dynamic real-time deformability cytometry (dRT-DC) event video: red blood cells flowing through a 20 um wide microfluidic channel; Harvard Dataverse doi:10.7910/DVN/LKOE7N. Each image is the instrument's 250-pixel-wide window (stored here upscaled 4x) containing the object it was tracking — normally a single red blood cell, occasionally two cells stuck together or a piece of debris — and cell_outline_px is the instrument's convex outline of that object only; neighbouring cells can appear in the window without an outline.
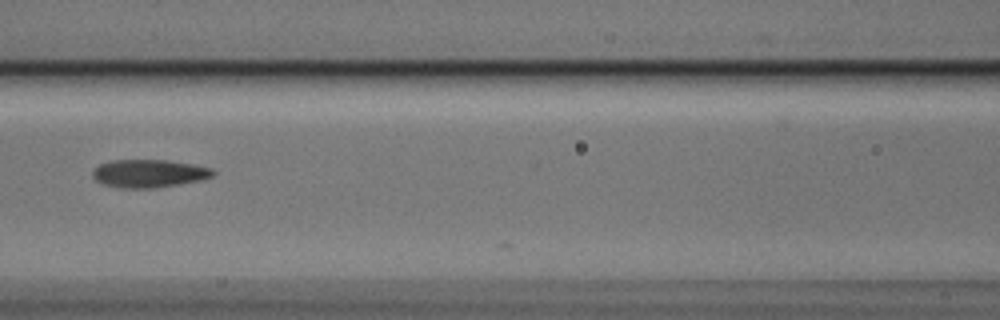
{"species": "Egyptian fruit bat (a non-hibernating species)", "species_latin": "Rousettus aegyptiacus", "temperature_condition": "cold", "stored_images_in_passage": 3, "camera_frame_rate_fps": 3000, "um_per_image_px": 0.085, "animal": {"sex": "male"}, "frame": {"image": 1, "passage_image": 3, "time_ms": 0.667, "image_size_px": [1000, 320], "cell_outline_px": [[216, 172], [212, 176], [200, 180], [152, 188], [120, 188], [104, 184], [96, 180], [92, 176], [92, 172], [100, 164], [112, 160], [168, 160], [192, 164], [212, 168]], "centroid_in_image_um": [12.66, 14.74], "position_along_channel_um": 153.9, "area_um2": 19.42}}